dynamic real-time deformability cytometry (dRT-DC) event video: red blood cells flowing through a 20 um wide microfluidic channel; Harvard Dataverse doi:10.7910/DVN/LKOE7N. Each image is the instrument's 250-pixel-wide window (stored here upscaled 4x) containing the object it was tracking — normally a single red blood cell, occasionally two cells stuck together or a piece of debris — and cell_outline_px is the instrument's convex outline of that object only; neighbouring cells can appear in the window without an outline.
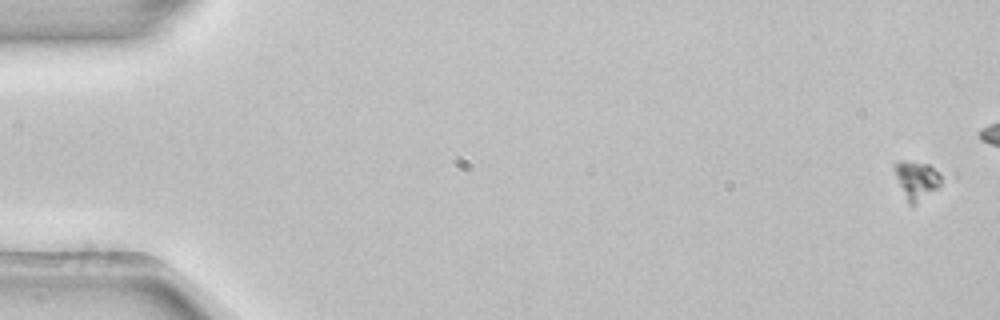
{"species": "common noctule bat (a hibernating species)", "species_latin": "Nyctalus noctula", "temperature_condition": "room temperature", "stored_images_in_passage": 7, "camera_frame_rate_fps": 3000, "um_per_image_px": 0.085, "animal": {"sex": "female", "body_mass_g": 22.7, "forearm_length_mm": 54.2}, "frame": {"image": 1, "passage_image": 1, "time_ms": 0.0, "image_size_px": [1000, 320], "cell_outline_px": [[948, 176], [936, 188], [912, 204], [908, 204], [896, 176], [896, 164], [900, 160], [928, 164]], "centroid_in_image_um": [78.0, 15.25], "position_along_channel_um": 7.0, "area_um2": 10.12}}